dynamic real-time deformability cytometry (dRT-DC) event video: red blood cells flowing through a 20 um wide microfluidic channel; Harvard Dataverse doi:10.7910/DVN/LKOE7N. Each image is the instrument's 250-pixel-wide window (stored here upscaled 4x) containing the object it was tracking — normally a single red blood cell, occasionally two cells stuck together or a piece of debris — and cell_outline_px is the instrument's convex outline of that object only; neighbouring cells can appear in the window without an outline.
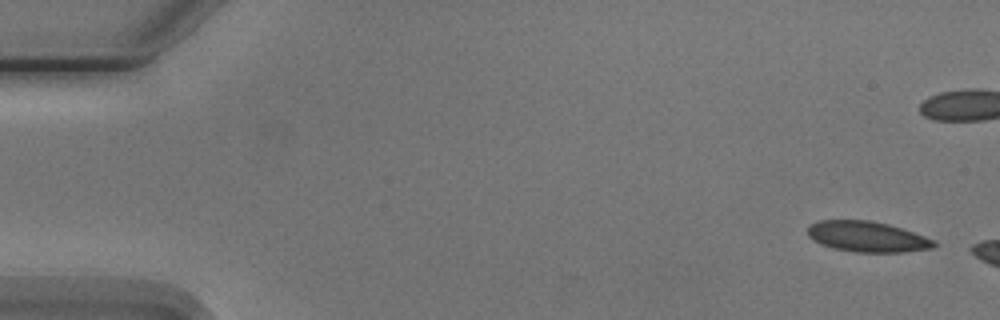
{"species": "Egyptian fruit bat (a non-hibernating species)", "species_latin": "Rousettus aegyptiacus", "temperature_condition": "cold", "stored_images_in_passage": 3, "camera_frame_rate_fps": 3000, "um_per_image_px": 0.085, "animal": {"sex": "male"}, "frame": {"image": 1, "passage_image": 1, "time_ms": 0.0, "image_size_px": [1000, 320], "cell_outline_px": [[936, 244], [932, 248], [904, 252], [856, 252], [836, 248], [820, 244], [812, 240], [808, 236], [808, 224], [820, 220], [872, 220], [888, 224], [936, 240]], "centroid_in_image_um": [73.69, 20.11], "position_along_channel_um": 11.3, "area_um2": 22.48}}